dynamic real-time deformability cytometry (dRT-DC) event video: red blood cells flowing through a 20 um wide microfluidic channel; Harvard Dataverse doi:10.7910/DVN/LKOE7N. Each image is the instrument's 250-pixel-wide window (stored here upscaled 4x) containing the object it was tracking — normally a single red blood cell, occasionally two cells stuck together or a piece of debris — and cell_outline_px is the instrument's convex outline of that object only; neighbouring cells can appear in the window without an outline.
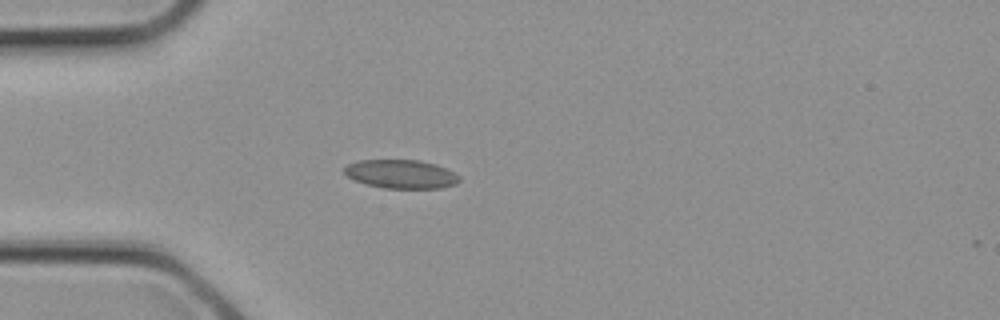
{"species": "common noctule bat (a hibernating species)", "species_latin": "Nyctalus noctula", "temperature_condition": "cold", "stored_images_in_passage": 3, "camera_frame_rate_fps": 3000, "um_per_image_px": 0.085, "animal": {"sex": "female", "body_mass_g": 21.9}, "frame": {"image": 1, "passage_image": 3, "time_ms": 0.667, "image_size_px": [1000, 320], "cell_outline_px": [[460, 180], [456, 184], [440, 188], [384, 188], [364, 184], [348, 176], [344, 172], [344, 168], [348, 164], [356, 160], [420, 160], [436, 164], [460, 176]], "centroid_in_image_um": [34.08, 14.79], "position_along_channel_um": 50.9, "area_um2": 19.19}}